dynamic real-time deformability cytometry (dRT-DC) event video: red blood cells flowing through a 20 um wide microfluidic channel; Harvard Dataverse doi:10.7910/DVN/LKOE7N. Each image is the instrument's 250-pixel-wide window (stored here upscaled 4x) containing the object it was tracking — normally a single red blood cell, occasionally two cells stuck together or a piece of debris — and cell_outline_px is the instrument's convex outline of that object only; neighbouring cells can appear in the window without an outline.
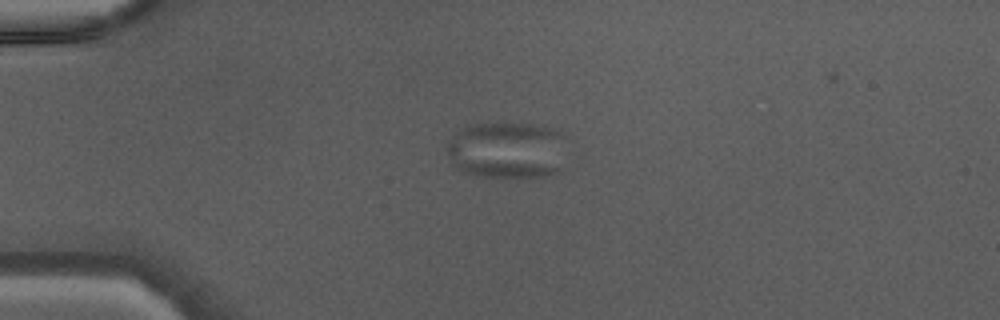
{"species": "Egyptian fruit bat (a non-hibernating species)", "species_latin": "Rousettus aegyptiacus", "temperature_condition": "warm", "stored_images_in_passage": 37, "segment_of_instrument_passage": [2, 2], "camera_frame_rate_fps": 3000, "um_per_image_px": 0.085, "animal": {"sex": "male"}, "frame": {"image": 1, "passage_image": 3, "time_ms": 0.667, "image_size_px": [1000, 320], "cell_outline_px": [[568, 136], [564, 172], [552, 176], [480, 176], [460, 172], [456, 168], [444, 148], [448, 140], [464, 124], [532, 124], [552, 128]], "centroid_in_image_um": [43.18, 12.76], "position_along_channel_um": 41.8, "area_um2": 41.04}}
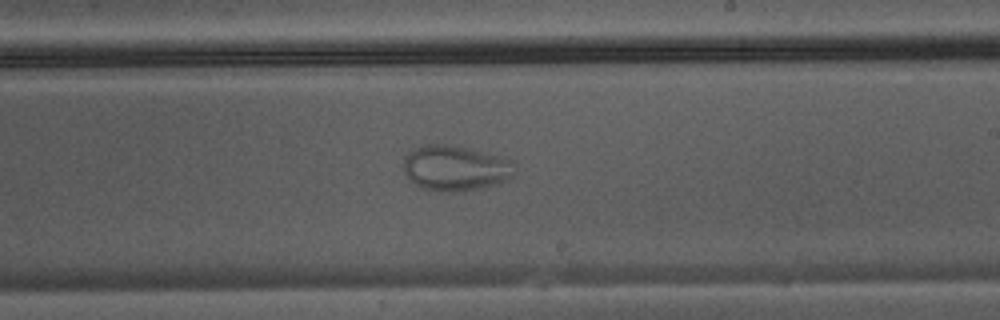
{"frame": {"image": 2, "passage_image": 19, "time_ms": 6.0, "image_size_px": [1000, 320], "cell_outline_px": [[512, 176], [496, 184], [476, 188], [452, 192], [448, 192], [424, 188], [408, 180], [404, 172], [404, 160], [408, 152], [416, 148], [428, 144], [444, 144], [468, 148], [508, 160]], "centroid_in_image_um": [38.59, 14.29], "position_along_channel_um": 250.4, "area_um2": 28.32}}
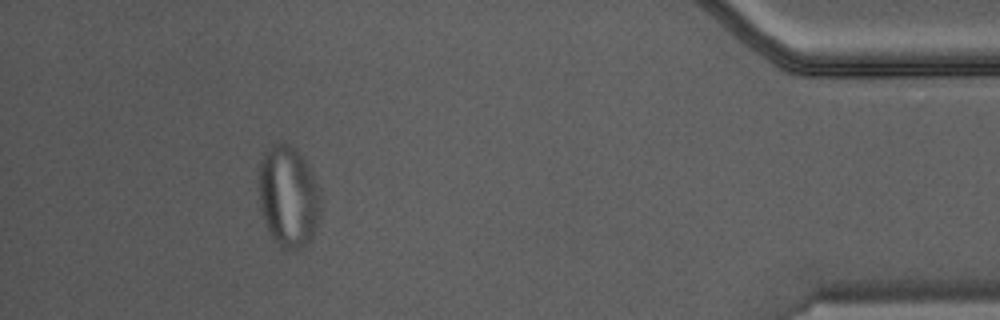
{"frame": {"image": 3, "passage_image": 33, "time_ms": 10.667, "image_size_px": [1000, 320], "cell_outline_px": [[320, 216], [316, 228], [308, 244], [296, 248], [280, 248], [272, 236], [260, 212], [260, 164], [264, 156], [272, 144], [280, 140], [288, 144], [304, 160], [312, 176], [320, 196]], "centroid_in_image_um": [24.51, 16.73], "position_along_channel_um": 410.7, "area_um2": 35.72}}